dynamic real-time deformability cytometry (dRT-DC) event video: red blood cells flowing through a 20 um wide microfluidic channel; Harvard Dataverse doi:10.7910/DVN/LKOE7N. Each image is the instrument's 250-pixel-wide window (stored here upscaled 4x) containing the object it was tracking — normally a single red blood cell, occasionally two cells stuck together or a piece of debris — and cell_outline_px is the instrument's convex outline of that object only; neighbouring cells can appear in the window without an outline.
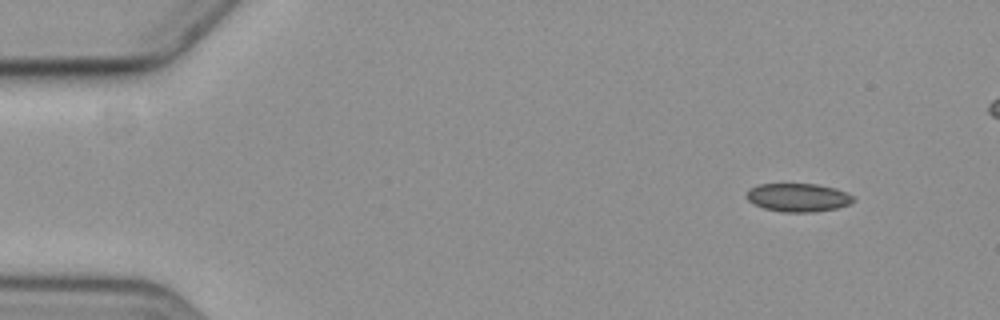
{"species": "common noctule bat (a hibernating species)", "species_latin": "Nyctalus noctula", "temperature_condition": "cold", "stored_images_in_passage": 5, "camera_frame_rate_fps": 3000, "um_per_image_px": 0.085, "animal": {"sex": "female", "body_mass_g": 19.3, "forearm_length_mm": 54.1}, "frame": {"image": 1, "passage_image": 1, "time_ms": 0.0, "image_size_px": [1000, 320], "cell_outline_px": [[856, 200], [848, 204], [836, 208], [812, 212], [784, 212], [764, 208], [748, 200], [748, 188], [760, 184], [816, 184], [836, 188], [852, 196]], "centroid_in_image_um": [67.84, 16.78], "position_along_channel_um": 17.2, "area_um2": 17.4}}